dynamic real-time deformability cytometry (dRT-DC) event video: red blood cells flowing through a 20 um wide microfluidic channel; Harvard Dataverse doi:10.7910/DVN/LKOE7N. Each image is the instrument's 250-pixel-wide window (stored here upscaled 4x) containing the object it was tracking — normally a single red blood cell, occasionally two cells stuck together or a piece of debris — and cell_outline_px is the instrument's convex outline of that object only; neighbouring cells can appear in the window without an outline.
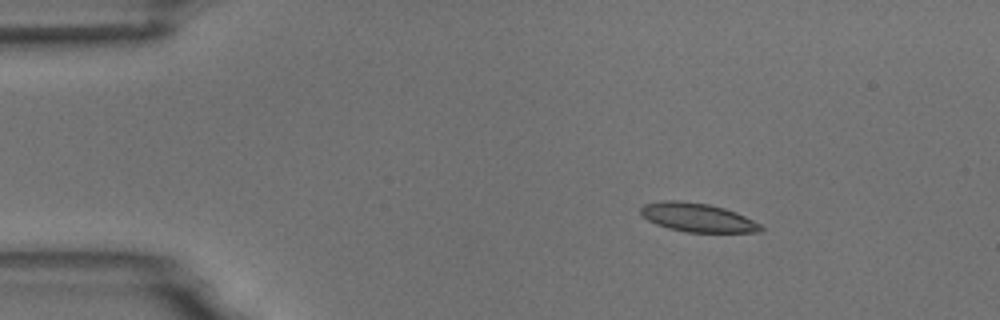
{"species": "common noctule bat (a hibernating species)", "species_latin": "Nyctalus noctula", "temperature_condition": "room temperature", "stored_images_in_passage": 4, "camera_frame_rate_fps": 3000, "um_per_image_px": 0.085, "animal": {"sex": "male", "body_mass_g": 18.8}, "frame": {"image": 1, "passage_image": 2, "time_ms": 2.333, "image_size_px": [1000, 320], "cell_outline_px": [[764, 232], [688, 232], [668, 228], [656, 224], [648, 220], [640, 212], [640, 208], [644, 204], [664, 200], [680, 200], [708, 204], [724, 208], [736, 212], [760, 224], [764, 228]], "centroid_in_image_um": [59.29, 18.48], "position_along_channel_um": 25.7, "area_um2": 20.06}}